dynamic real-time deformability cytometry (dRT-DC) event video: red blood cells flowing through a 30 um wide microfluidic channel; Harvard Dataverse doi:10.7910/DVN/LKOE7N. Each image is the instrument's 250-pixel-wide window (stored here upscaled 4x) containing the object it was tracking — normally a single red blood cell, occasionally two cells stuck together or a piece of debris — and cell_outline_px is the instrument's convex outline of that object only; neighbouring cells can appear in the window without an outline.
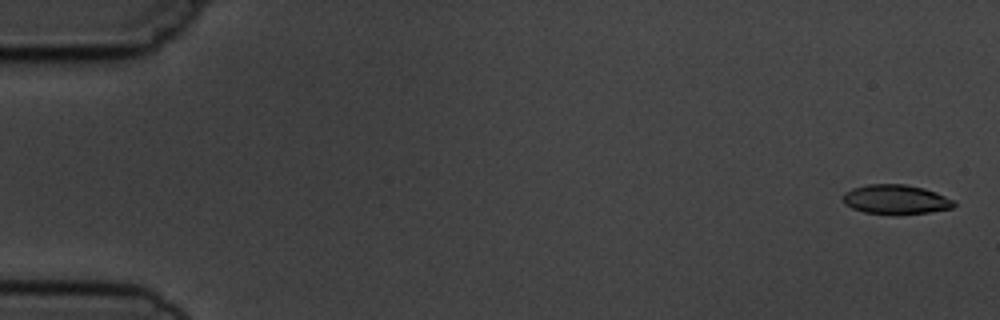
{"species": "common noctule bat (a hibernating species)", "species_latin": "Nyctalus noctula", "temperature_condition": "cold", "stored_images_in_passage": 6, "camera_frame_rate_fps": 3000, "um_per_image_px": 0.085, "animal": {"sex": "male", "body_mass_g": 19.5, "forearm_length_mm": 54.6}, "frame": {"image": 1, "passage_image": 1, "time_ms": 0.0, "image_size_px": [1000, 320], "cell_outline_px": [[956, 204], [952, 208], [928, 212], [900, 216], [896, 216], [864, 212], [852, 208], [844, 204], [844, 192], [852, 188], [868, 184], [904, 184], [924, 188], [936, 192], [956, 200]], "centroid_in_image_um": [76.17, 16.97], "position_along_channel_um": 8.8, "area_um2": 19.48}}